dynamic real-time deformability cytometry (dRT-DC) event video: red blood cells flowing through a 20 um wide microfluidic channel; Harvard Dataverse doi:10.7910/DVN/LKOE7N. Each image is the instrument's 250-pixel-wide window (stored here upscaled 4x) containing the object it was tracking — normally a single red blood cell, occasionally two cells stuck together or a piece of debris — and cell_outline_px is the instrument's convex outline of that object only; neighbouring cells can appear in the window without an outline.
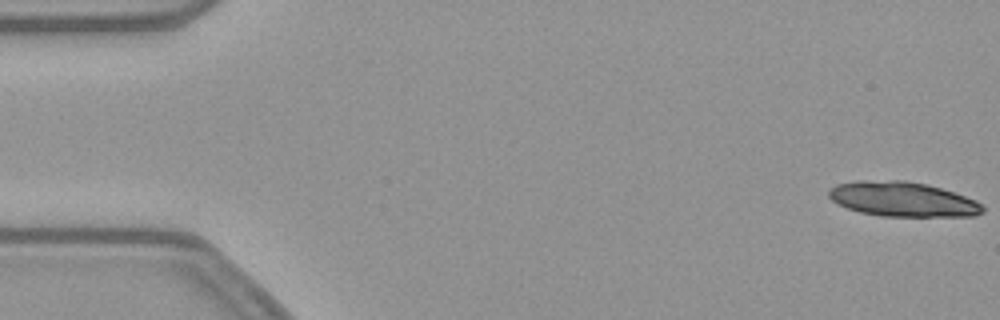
{"species": "common noctule bat (a hibernating species)", "species_latin": "Nyctalus noctula", "temperature_condition": "warm", "stored_images_in_passage": 16, "camera_frame_rate_fps": 3000, "um_per_image_px": 0.085, "animal": {"sex": "female", "body_mass_g": 21.9}, "frame": {"image": 1, "passage_image": 1, "time_ms": 0.0, "image_size_px": [1000, 320], "cell_outline_px": [[984, 212], [976, 216], [880, 216], [860, 212], [836, 204], [828, 196], [828, 188], [836, 184], [856, 180], [904, 180], [924, 184], [940, 188], [976, 200], [984, 208]], "centroid_in_image_um": [76.67, 16.93], "position_along_channel_um": 8.3, "area_um2": 31.21}}